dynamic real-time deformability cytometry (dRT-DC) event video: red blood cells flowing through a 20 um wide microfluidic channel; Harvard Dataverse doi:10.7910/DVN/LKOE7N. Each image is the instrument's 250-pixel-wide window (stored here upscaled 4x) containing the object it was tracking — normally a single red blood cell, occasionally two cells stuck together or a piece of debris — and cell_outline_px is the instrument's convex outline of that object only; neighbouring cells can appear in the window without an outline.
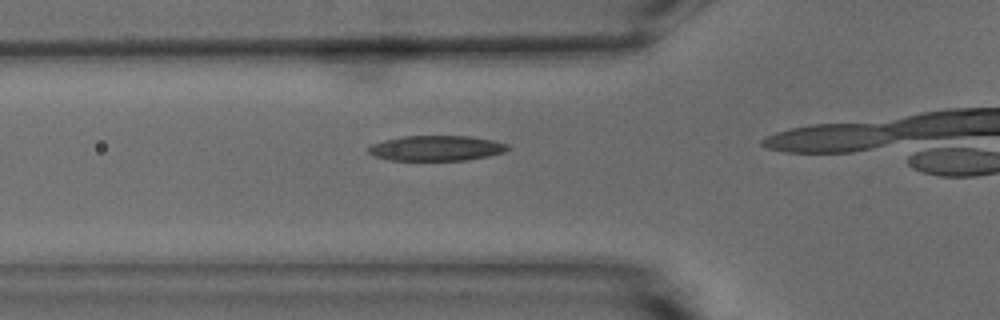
{"species": "common noctule bat (a hibernating species)", "species_latin": "Nyctalus noctula", "temperature_condition": "warm", "stored_images_in_passage": 6, "camera_frame_rate_fps": 3000, "um_per_image_px": 0.085, "animal": {"sex": "male", "body_mass_g": 15.6}, "frame": {"image": 1, "passage_image": 2, "time_ms": 0.333, "image_size_px": [1000, 320], "cell_outline_px": [[512, 148], [504, 152], [488, 156], [468, 160], [388, 160], [376, 156], [368, 152], [368, 148], [372, 144], [384, 140], [404, 136], [472, 136], [492, 140], [508, 144]], "centroid_in_image_um": [37.13, 12.59], "position_along_channel_um": 88.7, "area_um2": 20.52}}
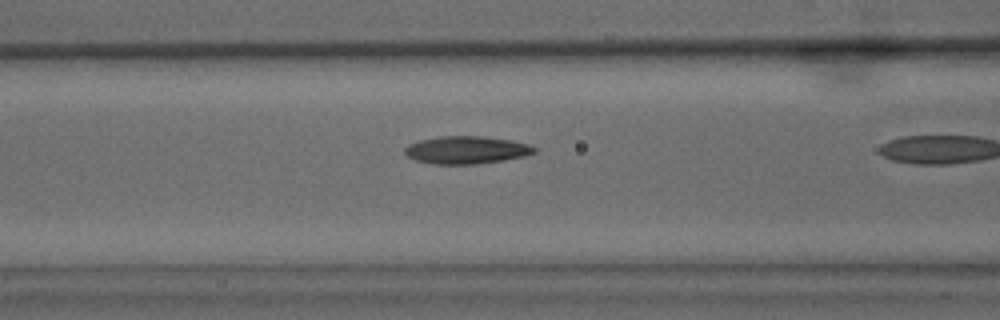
{"frame": {"image": 2, "passage_image": 5, "time_ms": 1.333, "image_size_px": [1000, 320], "cell_outline_px": [[536, 152], [524, 156], [504, 160], [476, 164], [432, 164], [416, 160], [408, 156], [404, 152], [404, 148], [408, 144], [420, 140], [440, 136], [480, 136], [512, 140], [528, 144], [536, 148]], "centroid_in_image_um": [39.64, 12.75], "position_along_channel_um": 127.0, "area_um2": 20.87}}